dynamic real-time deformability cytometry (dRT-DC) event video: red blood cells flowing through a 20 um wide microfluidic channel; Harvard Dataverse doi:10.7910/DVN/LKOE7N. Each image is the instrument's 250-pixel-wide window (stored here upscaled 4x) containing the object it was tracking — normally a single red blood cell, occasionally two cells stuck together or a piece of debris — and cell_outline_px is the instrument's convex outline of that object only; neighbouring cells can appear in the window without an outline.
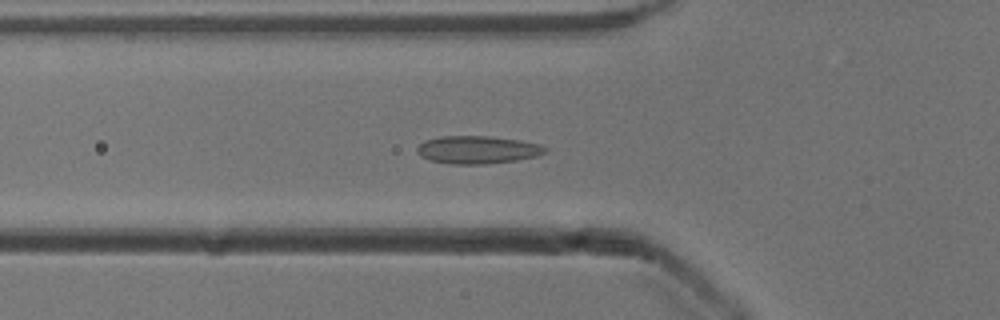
{"species": "common noctule bat (a hibernating species)", "species_latin": "Nyctalus noctula", "temperature_condition": "cold", "stored_images_in_passage": 53, "camera_frame_rate_fps": 3000, "um_per_image_px": 0.085, "animal": {"sex": "male", "body_mass_g": 13.3}, "frame": {"image": 1, "passage_image": 19, "time_ms": 6.0, "image_size_px": [1000, 320], "cell_outline_px": [[548, 152], [536, 156], [516, 160], [484, 164], [448, 164], [432, 160], [420, 156], [416, 152], [416, 148], [424, 140], [440, 136], [488, 136], [520, 140], [540, 144], [548, 148]], "centroid_in_image_um": [40.59, 12.72], "position_along_channel_um": 85.2, "area_um2": 20.87}}
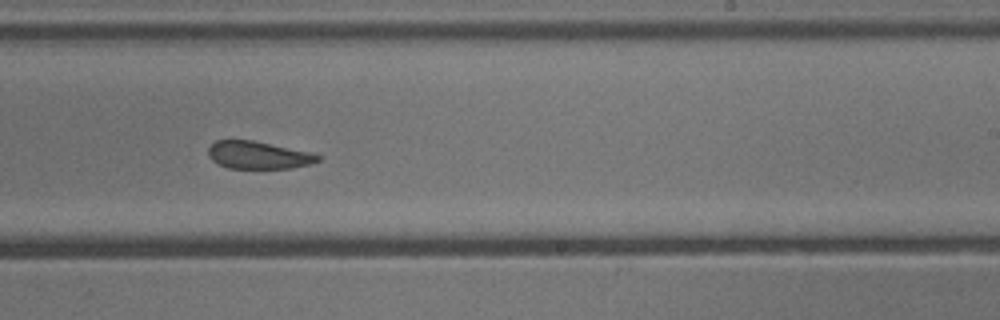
{"frame": {"image": 2, "passage_image": 33, "time_ms": 10.667, "image_size_px": [1000, 320], "cell_outline_px": [[320, 160], [308, 164], [292, 168], [228, 168], [216, 164], [208, 156], [208, 148], [216, 140], [252, 140], [308, 152], [320, 156]], "centroid_in_image_um": [21.89, 13.19], "position_along_channel_um": 267.1, "area_um2": 17.4}}
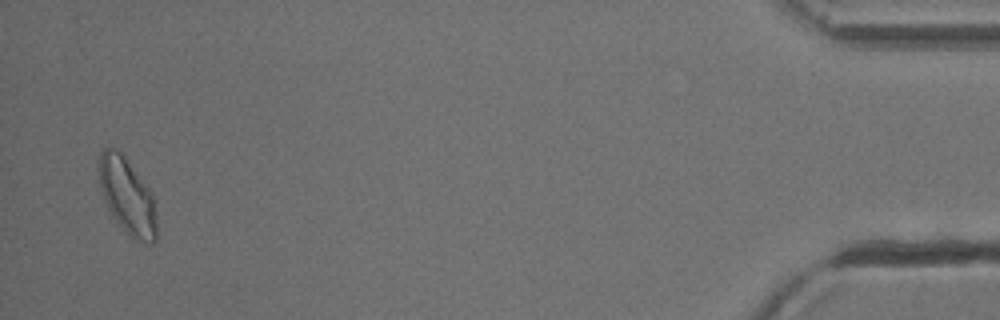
{"frame": {"image": 3, "passage_image": 52, "time_ms": 17.0, "image_size_px": [1000, 320], "cell_outline_px": [[156, 240], [152, 244], [144, 244], [136, 240], [116, 220], [108, 208], [104, 200], [96, 168], [100, 152], [104, 148], [120, 148], [152, 192], [156, 220]], "centroid_in_image_um": [10.8, 16.59], "position_along_channel_um": 424.4, "area_um2": 25.89}, "authors_computed_cell_mechanics": {"area_um2": 20.4034, "velocity_mm_per_s": 3.8936, "shape_relaxation_time_tau1_ms": null, "shape_relaxation_time_tau2_ms": 1.8462, "deformation_change_tau1": null, "deformation_change_tau2": 0.0893}}